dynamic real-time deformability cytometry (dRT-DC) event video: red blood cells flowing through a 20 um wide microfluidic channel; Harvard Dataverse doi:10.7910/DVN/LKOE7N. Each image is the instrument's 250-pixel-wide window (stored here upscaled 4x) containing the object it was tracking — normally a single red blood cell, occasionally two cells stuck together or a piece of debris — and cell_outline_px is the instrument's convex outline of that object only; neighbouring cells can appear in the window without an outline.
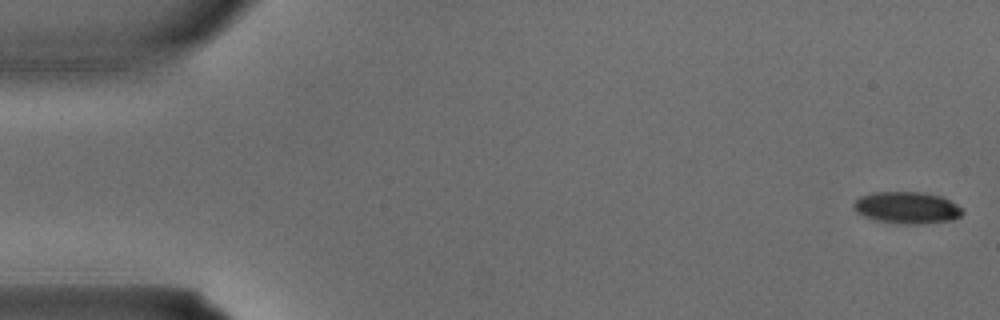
{"species": "common noctule bat (a hibernating species)", "species_latin": "Nyctalus noctula", "temperature_condition": "warm", "stored_images_in_passage": 3, "camera_frame_rate_fps": 3000, "um_per_image_px": 0.085, "animal": {"sex": "male", "body_mass_g": 15.6}, "frame": {"image": 1, "passage_image": 1, "time_ms": 0.0, "image_size_px": [1000, 320], "cell_outline_px": [[964, 212], [960, 216], [952, 220], [920, 224], [904, 224], [876, 220], [864, 216], [856, 212], [852, 204], [860, 196], [872, 192], [924, 192], [940, 196], [964, 208]], "centroid_in_image_um": [77.09, 17.65], "position_along_channel_um": 7.9, "area_um2": 20.23}}